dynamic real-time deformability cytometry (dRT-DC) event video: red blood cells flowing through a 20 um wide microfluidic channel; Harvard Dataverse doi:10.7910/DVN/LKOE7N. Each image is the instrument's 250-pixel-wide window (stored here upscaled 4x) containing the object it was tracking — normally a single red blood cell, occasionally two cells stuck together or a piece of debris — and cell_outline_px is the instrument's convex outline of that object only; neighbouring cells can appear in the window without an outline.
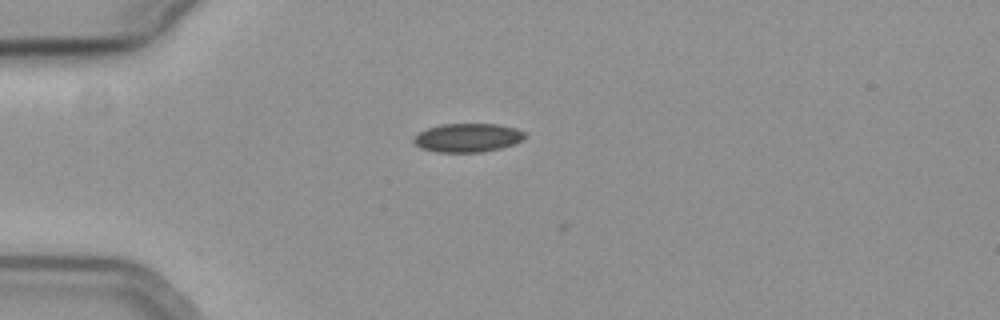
{"species": "common noctule bat (a hibernating species)", "species_latin": "Nyctalus noctula", "temperature_condition": "cold", "stored_images_in_passage": 4, "camera_frame_rate_fps": 3000, "um_per_image_px": 0.085, "animal": {"sex": "female", "body_mass_g": 19.3, "forearm_length_mm": 54.1}, "frame": {"image": 1, "passage_image": 3, "time_ms": 0.667, "image_size_px": [1000, 320], "cell_outline_px": [[524, 140], [500, 148], [484, 152], [436, 152], [420, 148], [412, 140], [420, 132], [428, 128], [440, 124], [496, 124], [516, 128], [524, 132]], "centroid_in_image_um": [39.74, 11.71], "position_along_channel_um": 45.3, "area_um2": 18.5}}